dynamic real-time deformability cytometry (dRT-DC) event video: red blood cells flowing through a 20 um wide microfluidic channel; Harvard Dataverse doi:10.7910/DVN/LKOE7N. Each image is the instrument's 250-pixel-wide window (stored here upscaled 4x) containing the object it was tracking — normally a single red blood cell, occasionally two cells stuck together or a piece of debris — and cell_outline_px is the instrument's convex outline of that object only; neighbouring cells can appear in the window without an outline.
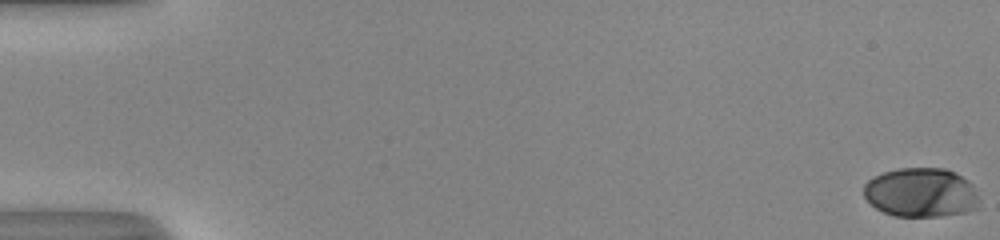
{"species": "human", "species_latin": "Homo sapiens", "temperature_condition": "room temperature", "stored_images_in_passage": 53, "camera_frame_rate_fps": 3000, "um_per_image_px": 0.085, "donor": {"sex": "male"}, "frame": {"image": 1, "passage_image": 1, "time_ms": 0.0, "image_size_px": [1000, 240], "cell_outline_px": [[976, 208], [964, 212], [940, 216], [896, 216], [884, 212], [876, 208], [864, 196], [864, 184], [868, 180], [884, 172], [900, 168], [944, 168], [956, 172], [968, 180], [972, 184], [976, 196]], "centroid_in_image_um": [78.26, 16.35], "position_along_channel_um": 6.7, "area_um2": 32.77}}
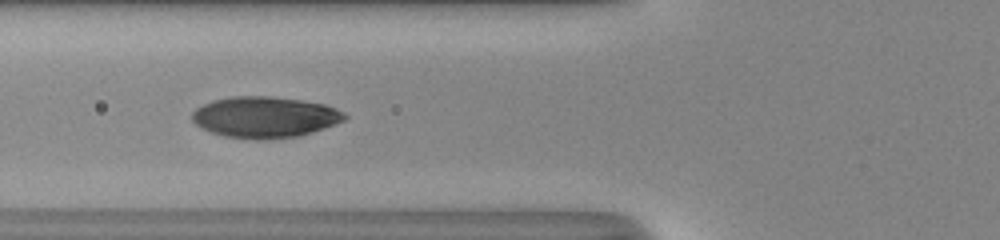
{"frame": {"image": 2, "passage_image": 22, "time_ms": 7.0, "image_size_px": [1000, 240], "cell_outline_px": [[348, 116], [344, 120], [336, 124], [312, 132], [296, 136], [260, 140], [256, 140], [224, 136], [200, 128], [192, 120], [192, 112], [196, 108], [212, 100], [232, 96], [268, 96], [300, 100], [324, 104], [336, 108], [344, 112]], "centroid_in_image_um": [22.5, 9.95], "position_along_channel_um": 103.3, "area_um2": 36.53}}
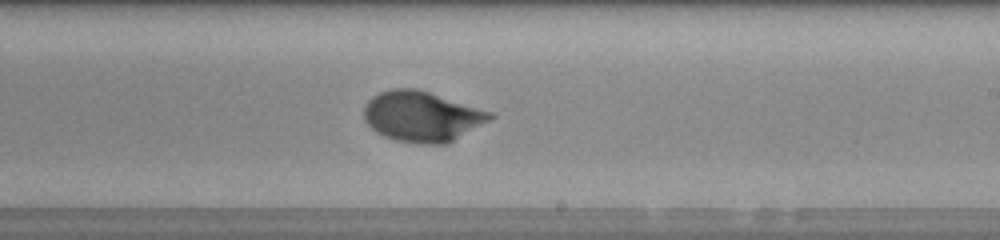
{"frame": {"image": 3, "passage_image": 33, "time_ms": 10.667, "image_size_px": [1000, 240], "cell_outline_px": [[496, 116], [448, 144], [416, 144], [396, 140], [384, 136], [376, 132], [364, 120], [364, 108], [368, 100], [372, 96], [380, 92], [392, 88], [416, 88], [492, 112]], "centroid_in_image_um": [35.85, 9.9], "position_along_channel_um": 253.2, "area_um2": 36.99}, "authors_computed_cell_mechanics": {"area_um2": 34.969, "velocity_mm_per_s": 4.0931, "shape_relaxation_time_tau1_ms": 3.6354, "shape_relaxation_time_tau2_ms": null, "deformation_change_tau1": 0.203, "deformation_change_tau2": null}}